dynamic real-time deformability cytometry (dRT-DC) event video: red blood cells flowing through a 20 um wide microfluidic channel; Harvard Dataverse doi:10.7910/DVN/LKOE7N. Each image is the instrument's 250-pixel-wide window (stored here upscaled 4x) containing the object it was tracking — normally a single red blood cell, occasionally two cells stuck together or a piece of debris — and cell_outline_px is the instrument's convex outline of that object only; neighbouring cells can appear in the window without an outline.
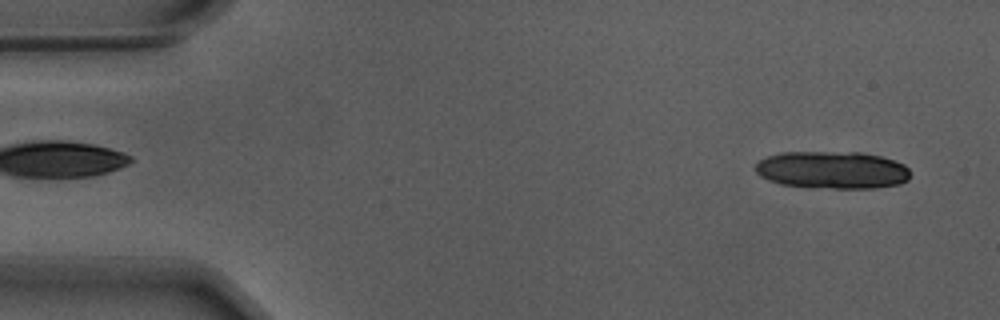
{"species": "Egyptian fruit bat (a non-hibernating species)", "species_latin": "Rousettus aegyptiacus", "temperature_condition": "warm", "stored_images_in_passage": 18, "camera_frame_rate_fps": 3000, "um_per_image_px": 0.085, "animal": {"sex": "male"}, "frame": {"image": 1, "passage_image": 3, "time_ms": 0.667, "image_size_px": [1000, 320], "cell_outline_px": [[908, 180], [900, 184], [876, 188], [832, 188], [780, 184], [768, 180], [760, 176], [756, 172], [756, 164], [760, 160], [768, 156], [780, 152], [860, 152], [880, 156], [904, 164], [908, 168]], "centroid_in_image_um": [70.74, 14.44], "position_along_channel_um": 14.3, "area_um2": 33.7}}